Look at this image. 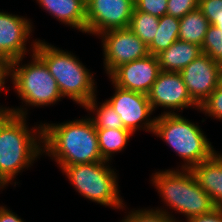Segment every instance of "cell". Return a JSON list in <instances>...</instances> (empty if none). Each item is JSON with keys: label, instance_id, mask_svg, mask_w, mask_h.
Masks as SVG:
<instances>
[{"label": "cell", "instance_id": "obj_20", "mask_svg": "<svg viewBox=\"0 0 222 222\" xmlns=\"http://www.w3.org/2000/svg\"><path fill=\"white\" fill-rule=\"evenodd\" d=\"M180 30V20L170 15L159 17V26L155 38L148 45L151 55H157L161 51L168 49L178 40Z\"/></svg>", "mask_w": 222, "mask_h": 222}, {"label": "cell", "instance_id": "obj_31", "mask_svg": "<svg viewBox=\"0 0 222 222\" xmlns=\"http://www.w3.org/2000/svg\"><path fill=\"white\" fill-rule=\"evenodd\" d=\"M0 222H24L15 212L6 206H0Z\"/></svg>", "mask_w": 222, "mask_h": 222}, {"label": "cell", "instance_id": "obj_6", "mask_svg": "<svg viewBox=\"0 0 222 222\" xmlns=\"http://www.w3.org/2000/svg\"><path fill=\"white\" fill-rule=\"evenodd\" d=\"M37 39L31 43V61L22 64L23 58L12 62L11 82L23 106L43 107L61 101L62 94L57 81L46 64L34 53ZM21 63V64H20Z\"/></svg>", "mask_w": 222, "mask_h": 222}, {"label": "cell", "instance_id": "obj_28", "mask_svg": "<svg viewBox=\"0 0 222 222\" xmlns=\"http://www.w3.org/2000/svg\"><path fill=\"white\" fill-rule=\"evenodd\" d=\"M198 8L210 24H214L222 15V0H199Z\"/></svg>", "mask_w": 222, "mask_h": 222}, {"label": "cell", "instance_id": "obj_9", "mask_svg": "<svg viewBox=\"0 0 222 222\" xmlns=\"http://www.w3.org/2000/svg\"><path fill=\"white\" fill-rule=\"evenodd\" d=\"M134 8V0H88L86 33L98 36L108 30L128 28Z\"/></svg>", "mask_w": 222, "mask_h": 222}, {"label": "cell", "instance_id": "obj_25", "mask_svg": "<svg viewBox=\"0 0 222 222\" xmlns=\"http://www.w3.org/2000/svg\"><path fill=\"white\" fill-rule=\"evenodd\" d=\"M199 111L215 119L222 120V84L215 88L210 96L200 105Z\"/></svg>", "mask_w": 222, "mask_h": 222}, {"label": "cell", "instance_id": "obj_18", "mask_svg": "<svg viewBox=\"0 0 222 222\" xmlns=\"http://www.w3.org/2000/svg\"><path fill=\"white\" fill-rule=\"evenodd\" d=\"M179 20L180 30L178 40L194 43L202 47L210 23L201 10L196 8Z\"/></svg>", "mask_w": 222, "mask_h": 222}, {"label": "cell", "instance_id": "obj_21", "mask_svg": "<svg viewBox=\"0 0 222 222\" xmlns=\"http://www.w3.org/2000/svg\"><path fill=\"white\" fill-rule=\"evenodd\" d=\"M98 105L96 96L89 101L84 108L92 112L94 117L90 116L89 118L94 124L95 128L103 129H126L122 123L121 117L114 111L111 104L105 100L103 103Z\"/></svg>", "mask_w": 222, "mask_h": 222}, {"label": "cell", "instance_id": "obj_32", "mask_svg": "<svg viewBox=\"0 0 222 222\" xmlns=\"http://www.w3.org/2000/svg\"><path fill=\"white\" fill-rule=\"evenodd\" d=\"M12 115L13 112L9 107H3L0 105V128Z\"/></svg>", "mask_w": 222, "mask_h": 222}, {"label": "cell", "instance_id": "obj_7", "mask_svg": "<svg viewBox=\"0 0 222 222\" xmlns=\"http://www.w3.org/2000/svg\"><path fill=\"white\" fill-rule=\"evenodd\" d=\"M109 164L108 161H99L60 169L82 197L105 207L123 209L126 205L119 193L117 173Z\"/></svg>", "mask_w": 222, "mask_h": 222}, {"label": "cell", "instance_id": "obj_5", "mask_svg": "<svg viewBox=\"0 0 222 222\" xmlns=\"http://www.w3.org/2000/svg\"><path fill=\"white\" fill-rule=\"evenodd\" d=\"M152 134L182 158L181 169H192L216 152L200 126L177 112L157 116Z\"/></svg>", "mask_w": 222, "mask_h": 222}, {"label": "cell", "instance_id": "obj_22", "mask_svg": "<svg viewBox=\"0 0 222 222\" xmlns=\"http://www.w3.org/2000/svg\"><path fill=\"white\" fill-rule=\"evenodd\" d=\"M158 26L159 17L134 9L128 29L148 46L155 38Z\"/></svg>", "mask_w": 222, "mask_h": 222}, {"label": "cell", "instance_id": "obj_4", "mask_svg": "<svg viewBox=\"0 0 222 222\" xmlns=\"http://www.w3.org/2000/svg\"><path fill=\"white\" fill-rule=\"evenodd\" d=\"M162 202L186 220L212 212L216 205L199 185L191 169H167L151 176Z\"/></svg>", "mask_w": 222, "mask_h": 222}, {"label": "cell", "instance_id": "obj_27", "mask_svg": "<svg viewBox=\"0 0 222 222\" xmlns=\"http://www.w3.org/2000/svg\"><path fill=\"white\" fill-rule=\"evenodd\" d=\"M167 1L168 0H134V9L156 17H162L167 14Z\"/></svg>", "mask_w": 222, "mask_h": 222}, {"label": "cell", "instance_id": "obj_11", "mask_svg": "<svg viewBox=\"0 0 222 222\" xmlns=\"http://www.w3.org/2000/svg\"><path fill=\"white\" fill-rule=\"evenodd\" d=\"M147 97L153 111L158 107L165 108L164 110L169 109L166 112L163 111L162 114H174L176 110L177 112H182L184 108L188 109L190 107L199 110V106L189 95L180 72H165L161 70Z\"/></svg>", "mask_w": 222, "mask_h": 222}, {"label": "cell", "instance_id": "obj_1", "mask_svg": "<svg viewBox=\"0 0 222 222\" xmlns=\"http://www.w3.org/2000/svg\"><path fill=\"white\" fill-rule=\"evenodd\" d=\"M27 108H10L13 115L0 128V186L13 182L16 175L33 166L43 155L42 123L29 129Z\"/></svg>", "mask_w": 222, "mask_h": 222}, {"label": "cell", "instance_id": "obj_16", "mask_svg": "<svg viewBox=\"0 0 222 222\" xmlns=\"http://www.w3.org/2000/svg\"><path fill=\"white\" fill-rule=\"evenodd\" d=\"M62 24L86 33V3L83 0H36Z\"/></svg>", "mask_w": 222, "mask_h": 222}, {"label": "cell", "instance_id": "obj_19", "mask_svg": "<svg viewBox=\"0 0 222 222\" xmlns=\"http://www.w3.org/2000/svg\"><path fill=\"white\" fill-rule=\"evenodd\" d=\"M99 149L104 161H110L115 153L123 151L133 133L128 129L96 128Z\"/></svg>", "mask_w": 222, "mask_h": 222}, {"label": "cell", "instance_id": "obj_33", "mask_svg": "<svg viewBox=\"0 0 222 222\" xmlns=\"http://www.w3.org/2000/svg\"><path fill=\"white\" fill-rule=\"evenodd\" d=\"M214 25L215 27H217L219 30H222V15H220L218 18H217V21L212 24Z\"/></svg>", "mask_w": 222, "mask_h": 222}, {"label": "cell", "instance_id": "obj_10", "mask_svg": "<svg viewBox=\"0 0 222 222\" xmlns=\"http://www.w3.org/2000/svg\"><path fill=\"white\" fill-rule=\"evenodd\" d=\"M112 85L115 93L107 101L121 117L125 128L133 134L142 129L153 133L156 117L150 118L154 111L147 95Z\"/></svg>", "mask_w": 222, "mask_h": 222}, {"label": "cell", "instance_id": "obj_2", "mask_svg": "<svg viewBox=\"0 0 222 222\" xmlns=\"http://www.w3.org/2000/svg\"><path fill=\"white\" fill-rule=\"evenodd\" d=\"M43 155L59 167L104 161L98 135L88 117L62 123H42Z\"/></svg>", "mask_w": 222, "mask_h": 222}, {"label": "cell", "instance_id": "obj_24", "mask_svg": "<svg viewBox=\"0 0 222 222\" xmlns=\"http://www.w3.org/2000/svg\"><path fill=\"white\" fill-rule=\"evenodd\" d=\"M202 53L219 65L222 64V30L210 24L202 43Z\"/></svg>", "mask_w": 222, "mask_h": 222}, {"label": "cell", "instance_id": "obj_26", "mask_svg": "<svg viewBox=\"0 0 222 222\" xmlns=\"http://www.w3.org/2000/svg\"><path fill=\"white\" fill-rule=\"evenodd\" d=\"M199 0H168L167 15L181 19L187 13L198 8Z\"/></svg>", "mask_w": 222, "mask_h": 222}, {"label": "cell", "instance_id": "obj_3", "mask_svg": "<svg viewBox=\"0 0 222 222\" xmlns=\"http://www.w3.org/2000/svg\"><path fill=\"white\" fill-rule=\"evenodd\" d=\"M34 53L46 64L57 81L63 98H70L84 107L97 96L94 73H91L71 51H64L38 39Z\"/></svg>", "mask_w": 222, "mask_h": 222}, {"label": "cell", "instance_id": "obj_34", "mask_svg": "<svg viewBox=\"0 0 222 222\" xmlns=\"http://www.w3.org/2000/svg\"><path fill=\"white\" fill-rule=\"evenodd\" d=\"M220 83L222 84V64H220Z\"/></svg>", "mask_w": 222, "mask_h": 222}, {"label": "cell", "instance_id": "obj_17", "mask_svg": "<svg viewBox=\"0 0 222 222\" xmlns=\"http://www.w3.org/2000/svg\"><path fill=\"white\" fill-rule=\"evenodd\" d=\"M201 54L202 49L197 44L176 40L168 49L157 54V59L160 70L180 72Z\"/></svg>", "mask_w": 222, "mask_h": 222}, {"label": "cell", "instance_id": "obj_14", "mask_svg": "<svg viewBox=\"0 0 222 222\" xmlns=\"http://www.w3.org/2000/svg\"><path fill=\"white\" fill-rule=\"evenodd\" d=\"M33 30L30 19L0 11V55L11 61L25 58L30 51L26 43Z\"/></svg>", "mask_w": 222, "mask_h": 222}, {"label": "cell", "instance_id": "obj_30", "mask_svg": "<svg viewBox=\"0 0 222 222\" xmlns=\"http://www.w3.org/2000/svg\"><path fill=\"white\" fill-rule=\"evenodd\" d=\"M187 222H222V208H215L212 212L195 216L186 220Z\"/></svg>", "mask_w": 222, "mask_h": 222}, {"label": "cell", "instance_id": "obj_15", "mask_svg": "<svg viewBox=\"0 0 222 222\" xmlns=\"http://www.w3.org/2000/svg\"><path fill=\"white\" fill-rule=\"evenodd\" d=\"M191 170L216 208H222V153L216 151L209 159L202 161Z\"/></svg>", "mask_w": 222, "mask_h": 222}, {"label": "cell", "instance_id": "obj_12", "mask_svg": "<svg viewBox=\"0 0 222 222\" xmlns=\"http://www.w3.org/2000/svg\"><path fill=\"white\" fill-rule=\"evenodd\" d=\"M192 100L200 105L220 83V65L202 53L180 71Z\"/></svg>", "mask_w": 222, "mask_h": 222}, {"label": "cell", "instance_id": "obj_13", "mask_svg": "<svg viewBox=\"0 0 222 222\" xmlns=\"http://www.w3.org/2000/svg\"><path fill=\"white\" fill-rule=\"evenodd\" d=\"M160 71L157 55L149 54L116 67L108 77L120 88L147 95Z\"/></svg>", "mask_w": 222, "mask_h": 222}, {"label": "cell", "instance_id": "obj_8", "mask_svg": "<svg viewBox=\"0 0 222 222\" xmlns=\"http://www.w3.org/2000/svg\"><path fill=\"white\" fill-rule=\"evenodd\" d=\"M98 37L102 39L103 64L107 75L120 65L149 55L148 46L128 28L108 30Z\"/></svg>", "mask_w": 222, "mask_h": 222}, {"label": "cell", "instance_id": "obj_29", "mask_svg": "<svg viewBox=\"0 0 222 222\" xmlns=\"http://www.w3.org/2000/svg\"><path fill=\"white\" fill-rule=\"evenodd\" d=\"M12 62L9 58L0 55V92L4 90V92H8L9 89H6L5 81L8 77H12Z\"/></svg>", "mask_w": 222, "mask_h": 222}, {"label": "cell", "instance_id": "obj_23", "mask_svg": "<svg viewBox=\"0 0 222 222\" xmlns=\"http://www.w3.org/2000/svg\"><path fill=\"white\" fill-rule=\"evenodd\" d=\"M120 222H182L181 220H177L173 214L168 212V209L159 208L156 209H132L128 212L127 216Z\"/></svg>", "mask_w": 222, "mask_h": 222}]
</instances>
